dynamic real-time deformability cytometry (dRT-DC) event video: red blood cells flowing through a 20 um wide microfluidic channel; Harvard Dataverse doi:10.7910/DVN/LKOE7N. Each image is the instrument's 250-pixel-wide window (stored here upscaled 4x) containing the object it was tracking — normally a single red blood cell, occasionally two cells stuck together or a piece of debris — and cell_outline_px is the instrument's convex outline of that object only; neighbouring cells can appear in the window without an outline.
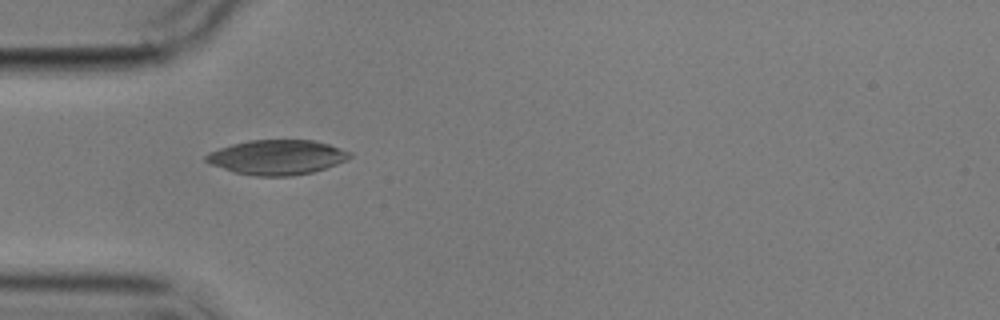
{"species": "common noctule bat (a hibernating species)", "species_latin": "Nyctalus noctula", "temperature_condition": "cold", "stored_images_in_passage": 5, "camera_frame_rate_fps": 3000, "um_per_image_px": 0.085, "animal": {"sex": "male", "body_mass_g": 17.9}, "frame": {"image": 1, "passage_image": 2, "time_ms": 1.333, "image_size_px": [1000, 320], "cell_outline_px": [[352, 156], [348, 160], [312, 172], [292, 176], [256, 176], [232, 172], [212, 164], [204, 160], [204, 156], [208, 152], [232, 144], [248, 140], [316, 140], [352, 152]], "centroid_in_image_um": [23.55, 13.36], "position_along_channel_um": 61.5, "area_um2": 29.19}}
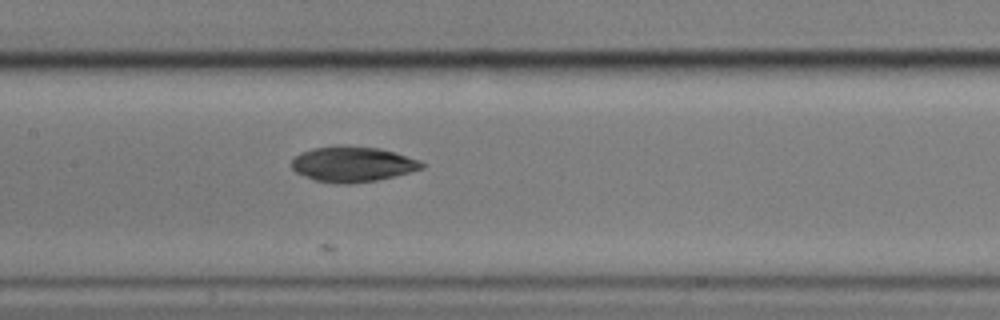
{"frame": {"image": 2, "passage_image": 5, "time_ms": 4.667, "image_size_px": [1000, 320], "cell_outline_px": [[424, 168], [376, 180], [352, 184], [344, 184], [316, 180], [296, 172], [292, 168], [292, 160], [300, 152], [312, 148], [340, 144], [344, 144], [380, 148], [396, 152], [420, 160], [424, 164]], "centroid_in_image_um": [29.97, 13.92], "position_along_channel_um": 177.4, "area_um2": 26.93}}